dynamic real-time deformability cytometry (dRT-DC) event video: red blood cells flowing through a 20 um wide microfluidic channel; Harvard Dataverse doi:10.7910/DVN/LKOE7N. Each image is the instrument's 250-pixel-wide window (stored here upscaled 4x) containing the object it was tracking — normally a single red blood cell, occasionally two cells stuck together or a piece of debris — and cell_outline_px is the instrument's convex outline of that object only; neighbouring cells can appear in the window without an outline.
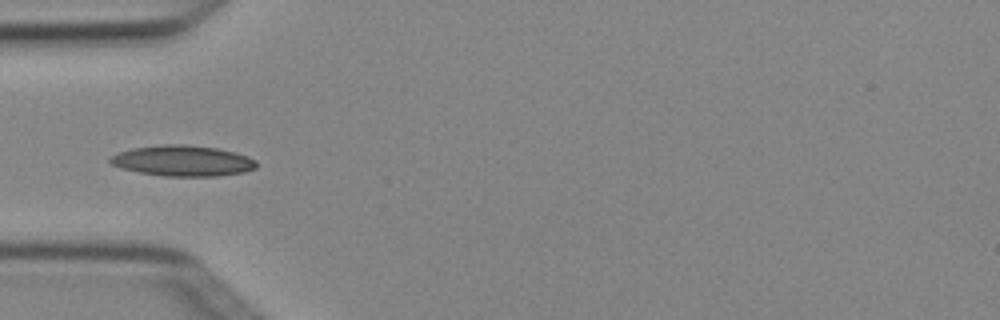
{"species": "Egyptian fruit bat (a non-hibernating species)", "species_latin": "Rousettus aegyptiacus", "temperature_condition": "cold", "stored_images_in_passage": 3, "camera_frame_rate_fps": 3000, "um_per_image_px": 0.085, "animal": {"sex": "female"}, "frame": {"image": 1, "passage_image": 3, "time_ms": 0.667, "image_size_px": [1000, 320], "cell_outline_px": [[256, 168], [244, 172], [216, 176], [164, 176], [140, 172], [120, 168], [112, 164], [108, 160], [116, 152], [132, 148], [164, 144], [184, 144], [216, 148], [236, 152], [248, 156], [256, 160]], "centroid_in_image_um": [15.53, 13.66], "position_along_channel_um": 69.5, "area_um2": 26.24}}